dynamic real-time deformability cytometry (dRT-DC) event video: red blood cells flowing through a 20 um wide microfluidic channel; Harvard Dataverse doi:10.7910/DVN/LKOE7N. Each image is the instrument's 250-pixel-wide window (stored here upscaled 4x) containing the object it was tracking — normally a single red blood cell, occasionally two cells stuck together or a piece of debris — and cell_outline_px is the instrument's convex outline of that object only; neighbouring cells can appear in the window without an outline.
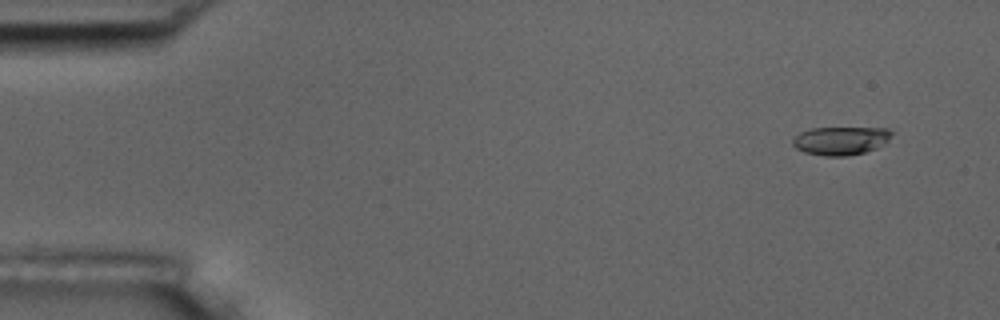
{"species": "common noctule bat (a hibernating species)", "species_latin": "Nyctalus noctula", "temperature_condition": "room temperature", "stored_images_in_passage": 5, "camera_frame_rate_fps": 3000, "um_per_image_px": 0.085, "animal": {"sex": "male", "body_mass_g": 17.5, "forearm_length_mm": 52.3}, "frame": {"image": 1, "passage_image": 2, "time_ms": 1.0, "image_size_px": [1000, 320], "cell_outline_px": [[892, 132], [888, 140], [884, 144], [876, 148], [864, 152], [848, 156], [824, 156], [804, 152], [796, 148], [792, 144], [792, 140], [800, 132], [812, 128], [888, 128]], "centroid_in_image_um": [71.45, 11.96], "position_along_channel_um": 13.6, "area_um2": 16.3}}